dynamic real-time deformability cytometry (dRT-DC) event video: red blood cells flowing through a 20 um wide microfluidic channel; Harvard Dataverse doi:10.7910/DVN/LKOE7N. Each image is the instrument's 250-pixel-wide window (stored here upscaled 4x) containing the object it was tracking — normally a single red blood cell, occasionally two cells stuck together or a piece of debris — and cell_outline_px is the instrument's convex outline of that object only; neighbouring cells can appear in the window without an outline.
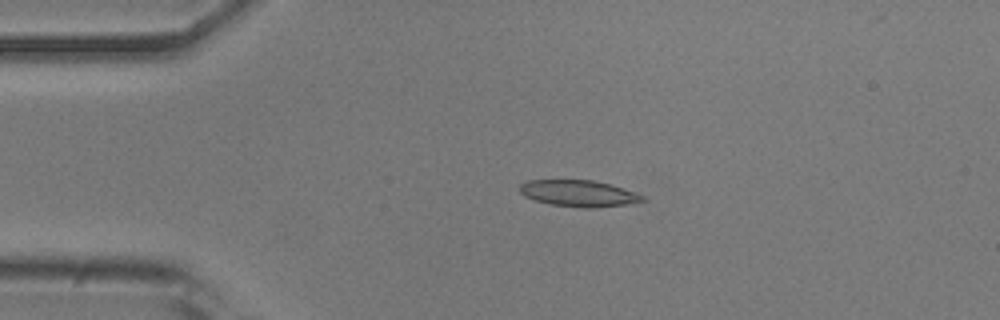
{"species": "common noctule bat (a hibernating species)", "species_latin": "Nyctalus noctula", "temperature_condition": "room temperature", "stored_images_in_passage": 52, "camera_frame_rate_fps": 3000, "um_per_image_px": 0.085, "animal": {"sex": "male", "body_mass_g": 20.5, "forearm_length_mm": 52.5}, "frame": {"image": 1, "passage_image": 11, "time_ms": 3.333, "image_size_px": [1000, 320], "cell_outline_px": [[648, 200], [624, 204], [592, 208], [580, 208], [552, 204], [536, 200], [524, 196], [520, 192], [520, 184], [528, 180], [592, 180], [608, 184], [644, 196]], "centroid_in_image_um": [49.15, 16.44], "position_along_channel_um": 35.9, "area_um2": 18.55}}
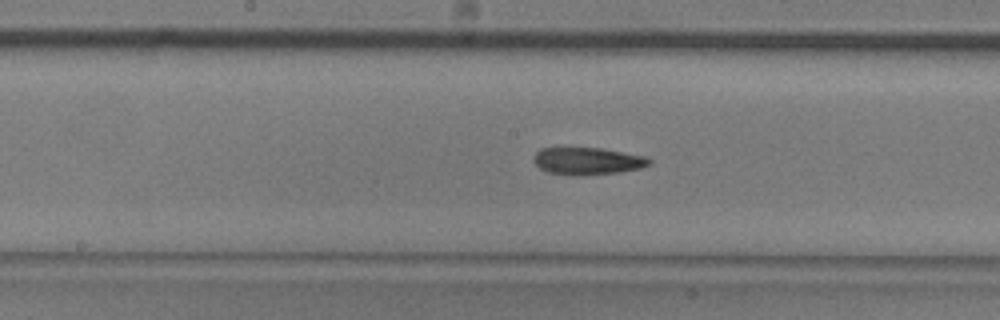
{"frame": {"image": 2, "passage_image": 26, "time_ms": 8.333, "image_size_px": [1000, 320], "cell_outline_px": [[652, 164], [640, 168], [620, 172], [576, 176], [572, 176], [548, 172], [540, 168], [532, 160], [532, 156], [540, 148], [600, 148], [644, 156], [652, 160]], "centroid_in_image_um": [49.91, 13.69], "position_along_channel_um": 198.3, "area_um2": 18.44}}
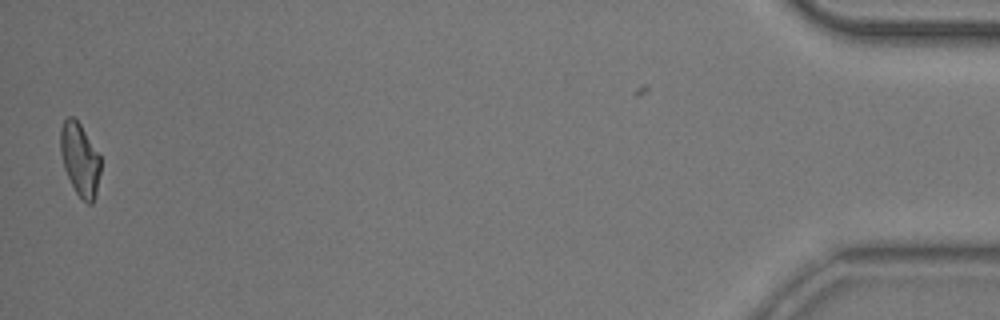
{"frame": {"image": 3, "passage_image": 51, "time_ms": 16.667, "image_size_px": [1000, 320], "cell_outline_px": [[100, 172], [96, 196], [92, 204], [88, 204], [76, 192], [64, 168], [60, 152], [60, 128], [64, 120], [68, 116], [72, 116], [80, 124], [100, 156]], "centroid_in_image_um": [6.78, 13.55], "position_along_channel_um": 428.4, "area_um2": 16.88}, "authors_computed_cell_mechanics": {"area_um2": 18.3226, "velocity_mm_per_s": 3.9008, "shape_relaxation_time_tau1_ms": 6.8517, "shape_relaxation_time_tau2_ms": 5.2137, "deformation_change_tau1": 0.1704, "deformation_change_tau2": 0.1447}}